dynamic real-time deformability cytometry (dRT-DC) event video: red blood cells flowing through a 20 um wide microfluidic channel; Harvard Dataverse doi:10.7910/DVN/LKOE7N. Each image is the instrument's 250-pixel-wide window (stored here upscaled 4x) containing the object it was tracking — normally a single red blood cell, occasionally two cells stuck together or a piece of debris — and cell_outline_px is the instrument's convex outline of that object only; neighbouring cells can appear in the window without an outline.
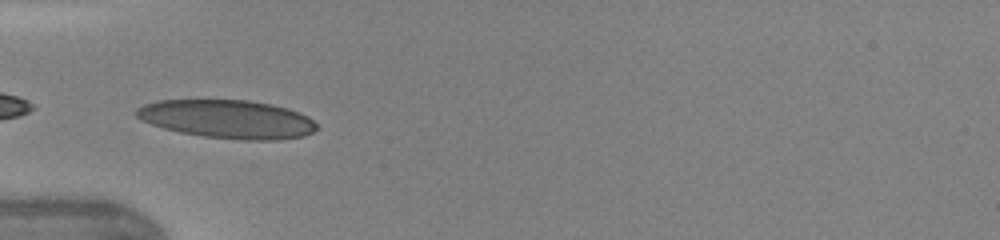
{"species": "human", "species_latin": "Homo sapiens", "temperature_condition": "warm", "stored_images_in_passage": 32, "camera_frame_rate_fps": 3000, "um_per_image_px": 0.085, "donor": {"sex": "female"}, "frame": {"image": 1, "passage_image": 1, "time_ms": 0.0, "image_size_px": [1000, 240], "cell_outline_px": [[320, 128], [304, 136], [280, 140], [244, 140], [204, 136], [180, 132], [164, 128], [140, 120], [136, 116], [136, 108], [144, 104], [156, 100], [248, 100], [272, 104], [288, 108], [300, 112], [308, 116]], "centroid_in_image_um": [19.36, 10.12], "position_along_channel_um": 65.6, "area_um2": 40.58}}
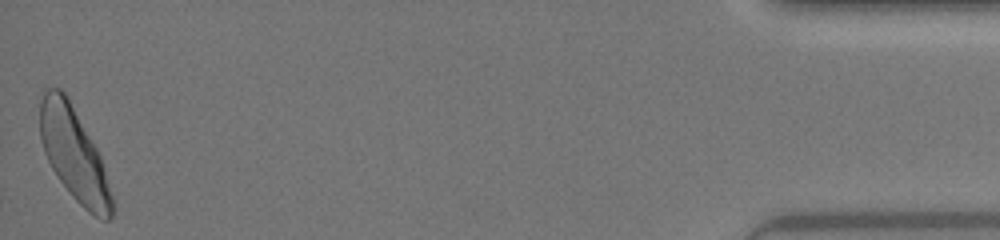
{"frame": {"image": 2, "passage_image": 32, "time_ms": 10.333, "image_size_px": [1000, 240], "cell_outline_px": [[112, 216], [108, 220], [104, 220], [88, 212], [72, 196], [60, 180], [52, 168], [44, 152], [40, 136], [40, 100], [44, 88], [60, 88], [68, 96], [96, 148], [100, 156], [104, 168], [112, 196]], "centroid_in_image_um": [6.26, 13.07], "position_along_channel_um": 428.9, "area_um2": 38.49}, "authors_computed_cell_mechanics": {"area_um2": 37.859, "velocity_mm_per_s": 4.3267, "shape_relaxation_time_tau1_ms": 2.812, "shape_relaxation_time_tau2_ms": 0.7977, "deformation_change_tau1": 0.1477, "deformation_change_tau2": 0.0694}}